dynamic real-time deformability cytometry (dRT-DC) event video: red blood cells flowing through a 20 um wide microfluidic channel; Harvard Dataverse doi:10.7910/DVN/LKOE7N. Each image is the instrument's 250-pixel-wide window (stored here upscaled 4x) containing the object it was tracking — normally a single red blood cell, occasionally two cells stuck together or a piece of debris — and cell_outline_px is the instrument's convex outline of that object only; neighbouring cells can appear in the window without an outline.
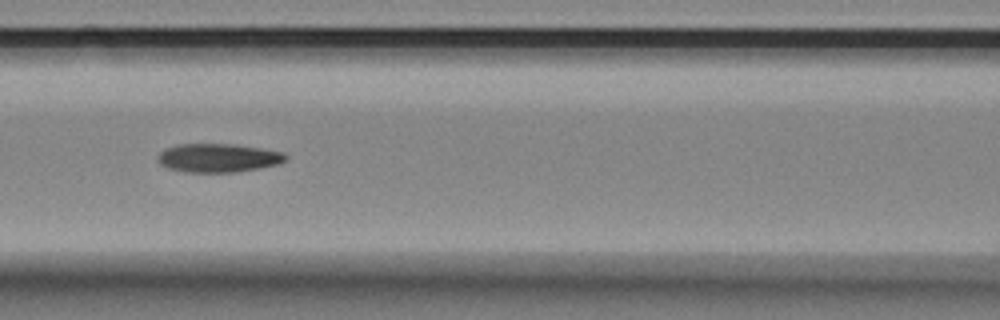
{"species": "Egyptian fruit bat (a non-hibernating species)", "species_latin": "Rousettus aegyptiacus", "temperature_condition": "room temperature", "stored_images_in_passage": 6, "camera_frame_rate_fps": 3000, "um_per_image_px": 0.085, "animal": {"sex": "female"}, "frame": {"image": 1, "passage_image": 5, "time_ms": 1.333, "image_size_px": [1000, 320], "cell_outline_px": [[288, 156], [284, 160], [276, 164], [236, 172], [184, 172], [168, 168], [160, 164], [156, 160], [156, 156], [164, 148], [176, 144], [236, 144], [284, 152]], "centroid_in_image_um": [18.47, 13.41], "position_along_channel_um": 148.1, "area_um2": 21.39}}